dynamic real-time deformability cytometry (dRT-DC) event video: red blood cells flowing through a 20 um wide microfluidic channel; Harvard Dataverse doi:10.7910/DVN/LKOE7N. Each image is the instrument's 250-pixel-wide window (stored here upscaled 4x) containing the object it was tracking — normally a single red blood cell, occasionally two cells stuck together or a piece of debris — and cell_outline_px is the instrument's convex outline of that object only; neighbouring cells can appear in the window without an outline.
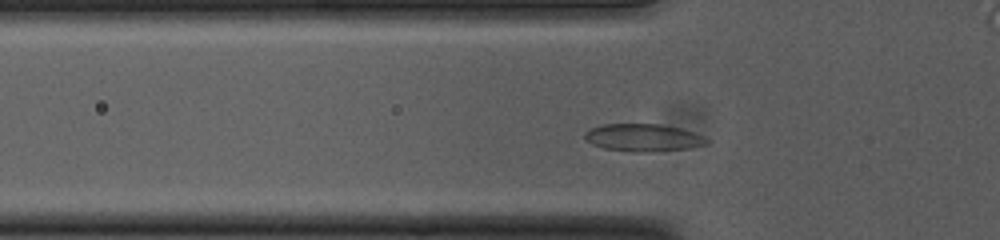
{"species": "common noctule bat (a hibernating species)", "species_latin": "Nyctalus noctula", "temperature_condition": "cold", "stored_images_in_passage": 50, "camera_frame_rate_fps": 3000, "um_per_image_px": 0.085, "animal": {"sex": "female", "body_mass_g": 23.0, "forearm_length_mm": 53.4}, "frame": {"image": 1, "passage_image": 12, "time_ms": 3.667, "image_size_px": [1000, 240], "cell_outline_px": [[708, 144], [688, 148], [644, 152], [632, 152], [604, 148], [592, 144], [584, 136], [584, 132], [588, 128], [600, 124], [660, 124], [680, 128], [704, 136], [708, 140]], "centroid_in_image_um": [54.63, 11.69], "position_along_channel_um": 71.2, "area_um2": 19.54}}
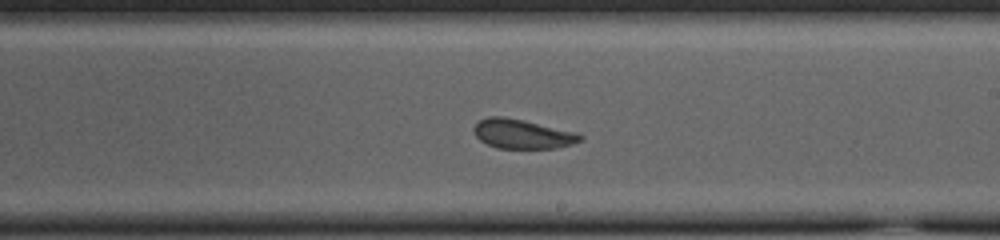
{"frame": {"image": 2, "passage_image": 26, "time_ms": 8.333, "image_size_px": [1000, 240], "cell_outline_px": [[584, 140], [572, 144], [556, 148], [496, 148], [480, 140], [476, 136], [472, 128], [480, 120], [488, 116], [504, 116], [524, 120], [576, 132], [584, 136]], "centroid_in_image_um": [44.42, 11.38], "position_along_channel_um": 244.6, "area_um2": 18.26}}
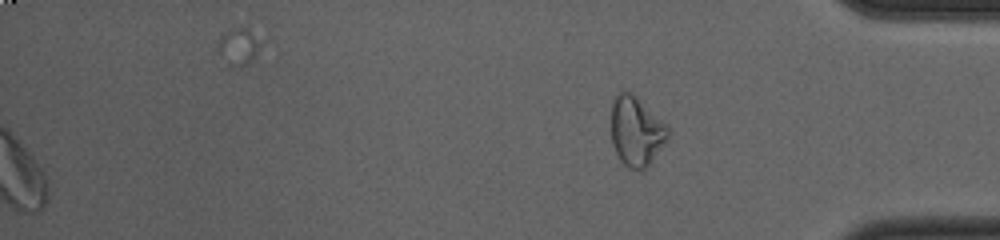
{"frame": {"image": 3, "passage_image": 50, "time_ms": 16.333, "image_size_px": [1000, 240], "cell_outline_px": [[668, 140], [652, 160], [644, 168], [628, 168], [620, 160], [612, 144], [612, 100], [620, 92], [632, 92], [668, 128]], "centroid_in_image_um": [54.06, 11.16], "position_along_channel_um": 381.1, "area_um2": 22.37}, "authors_computed_cell_mechanics": {"area_um2": 19.5075, "velocity_mm_per_s": 3.7174, "shape_relaxation_time_tau1_ms": null, "shape_relaxation_time_tau2_ms": 1.5066, "deformation_change_tau1": null, "deformation_change_tau2": 0.065}}